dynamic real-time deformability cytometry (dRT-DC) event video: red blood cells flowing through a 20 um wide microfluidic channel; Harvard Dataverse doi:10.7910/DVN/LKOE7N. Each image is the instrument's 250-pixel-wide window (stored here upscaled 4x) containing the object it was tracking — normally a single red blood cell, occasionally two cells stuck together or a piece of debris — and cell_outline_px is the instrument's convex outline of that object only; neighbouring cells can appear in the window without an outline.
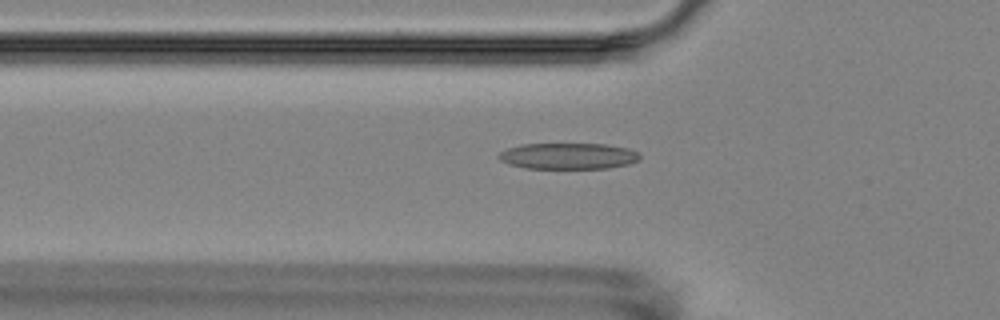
{"species": "Egyptian fruit bat (a non-hibernating species)", "species_latin": "Rousettus aegyptiacus", "temperature_condition": "room temperature", "stored_images_in_passage": 7, "segment_of_instrument_passage": [2, 2], "camera_frame_rate_fps": 3000, "um_per_image_px": 0.085, "animal": {"sex": "female"}, "frame": {"image": 1, "passage_image": 7, "time_ms": 7.0, "image_size_px": [1000, 320], "cell_outline_px": [[640, 160], [628, 164], [608, 168], [528, 168], [508, 164], [500, 160], [496, 156], [500, 152], [508, 148], [520, 144], [604, 144], [628, 148], [636, 152], [640, 156]], "centroid_in_image_um": [48.28, 13.26], "position_along_channel_um": 77.5, "area_um2": 21.44}}